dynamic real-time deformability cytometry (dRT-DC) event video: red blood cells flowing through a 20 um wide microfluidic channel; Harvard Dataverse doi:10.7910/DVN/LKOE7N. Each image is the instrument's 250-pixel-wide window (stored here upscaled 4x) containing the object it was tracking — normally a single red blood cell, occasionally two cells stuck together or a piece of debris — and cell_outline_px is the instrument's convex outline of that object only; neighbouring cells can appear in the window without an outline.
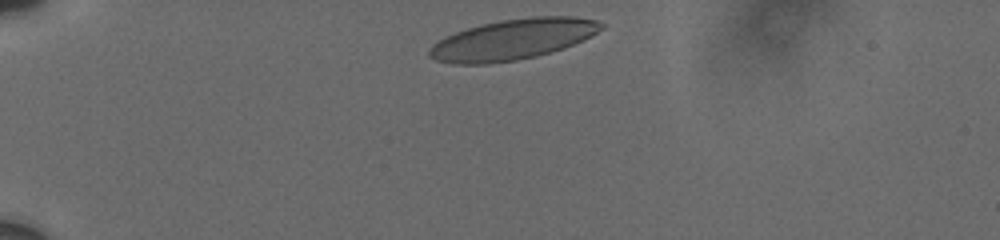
{"species": "human", "species_latin": "Homo sapiens", "temperature_condition": "cold", "stored_images_in_passage": 6, "camera_frame_rate_fps": 3000, "um_per_image_px": 0.085, "donor": {"sex": "male"}, "frame": {"image": 1, "passage_image": 1, "time_ms": 0.0, "image_size_px": [1000, 240], "cell_outline_px": [[608, 24], [604, 28], [584, 40], [564, 48], [536, 56], [516, 60], [488, 64], [452, 64], [436, 60], [428, 56], [428, 48], [432, 44], [444, 36], [480, 24], [500, 20], [532, 16], [576, 16], [596, 20]], "centroid_in_image_um": [43.6, 3.34], "position_along_channel_um": 41.4, "area_um2": 41.1}}
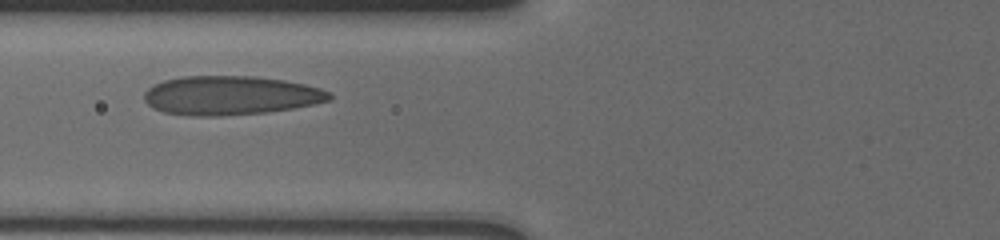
{"frame": {"image": 2, "passage_image": 4, "time_ms": 3.333, "image_size_px": [1000, 240], "cell_outline_px": [[332, 100], [292, 108], [268, 112], [220, 116], [196, 116], [164, 112], [152, 108], [144, 100], [144, 92], [148, 88], [164, 80], [184, 76], [256, 76], [284, 80], [304, 84], [320, 88], [328, 92], [332, 96]], "centroid_in_image_um": [19.58, 8.11], "position_along_channel_um": 106.2, "area_um2": 42.08}}
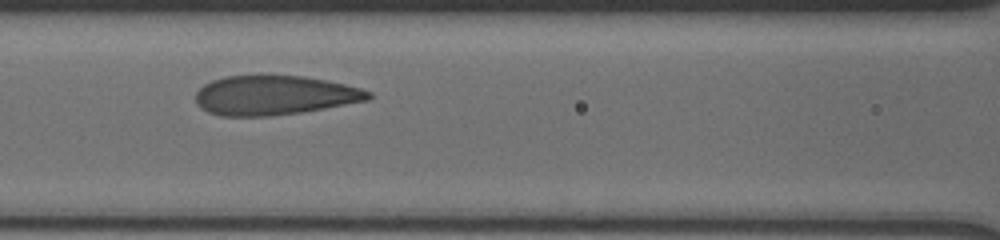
{"frame": {"image": 3, "passage_image": 5, "time_ms": 4.333, "image_size_px": [1000, 240], "cell_outline_px": [[372, 96], [368, 100], [324, 108], [300, 112], [268, 116], [220, 116], [208, 112], [200, 108], [196, 104], [196, 92], [204, 84], [212, 80], [224, 76], [304, 76], [344, 84], [360, 88], [372, 92]], "centroid_in_image_um": [23.29, 8.1], "position_along_channel_um": 143.3, "area_um2": 39.48}}